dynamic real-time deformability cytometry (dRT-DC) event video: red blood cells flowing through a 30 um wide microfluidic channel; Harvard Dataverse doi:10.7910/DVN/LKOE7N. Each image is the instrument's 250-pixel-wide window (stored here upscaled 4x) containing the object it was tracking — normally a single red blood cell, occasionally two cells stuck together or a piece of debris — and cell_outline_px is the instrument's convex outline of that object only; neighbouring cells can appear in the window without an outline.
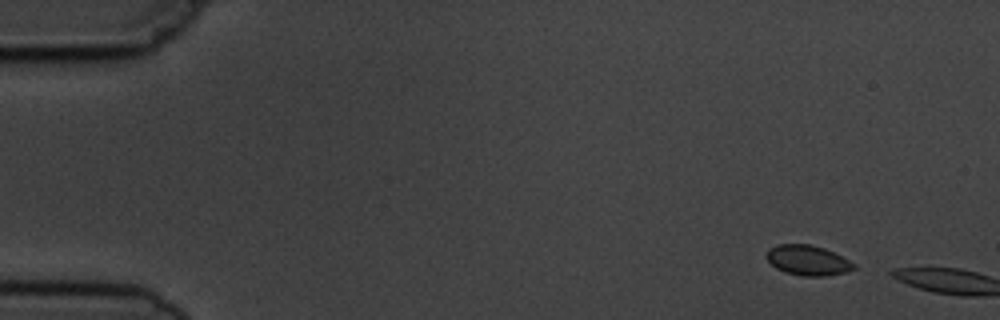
{"species": "common noctule bat (a hibernating species)", "species_latin": "Nyctalus noctula", "temperature_condition": "cold", "stored_images_in_passage": 3, "camera_frame_rate_fps": 3000, "um_per_image_px": 0.085, "animal": {"sex": "male", "body_mass_g": 19.5, "forearm_length_mm": 54.6}, "frame": {"image": 1, "passage_image": 1, "time_ms": 0.0, "image_size_px": [1000, 320], "cell_outline_px": [[856, 268], [844, 272], [824, 276], [804, 276], [784, 272], [776, 268], [764, 256], [768, 248], [776, 244], [808, 244], [824, 248], [856, 264]], "centroid_in_image_um": [68.61, 22.12], "position_along_channel_um": 16.4, "area_um2": 15.26}}